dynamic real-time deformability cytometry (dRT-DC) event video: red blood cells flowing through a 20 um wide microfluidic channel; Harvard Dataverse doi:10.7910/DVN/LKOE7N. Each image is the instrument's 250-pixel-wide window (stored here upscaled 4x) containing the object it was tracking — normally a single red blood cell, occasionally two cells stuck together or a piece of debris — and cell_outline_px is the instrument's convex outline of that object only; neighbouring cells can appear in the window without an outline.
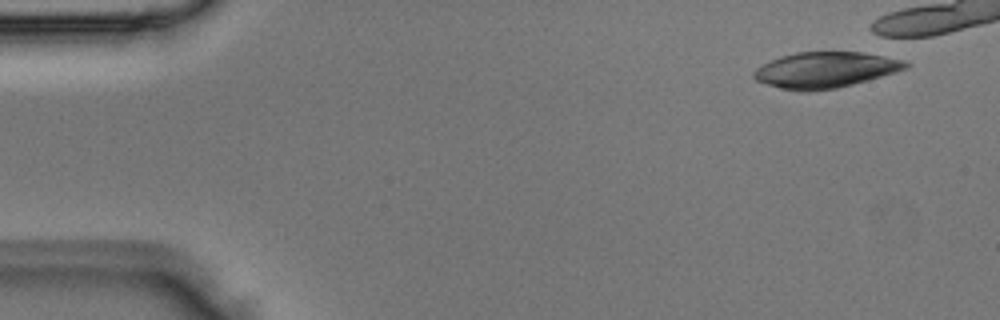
{"species": "Egyptian fruit bat (a non-hibernating species)", "species_latin": "Rousettus aegyptiacus", "temperature_condition": "room temperature", "stored_images_in_passage": 6, "camera_frame_rate_fps": 3000, "um_per_image_px": 0.085, "animal": {"sex": "male"}, "frame": {"image": 1, "passage_image": 1, "time_ms": 0.0, "image_size_px": [1000, 320], "cell_outline_px": [[912, 64], [908, 68], [896, 72], [868, 80], [836, 88], [808, 92], [804, 92], [780, 88], [756, 80], [752, 76], [752, 72], [756, 68], [780, 56], [796, 52], [864, 52], [908, 60]], "centroid_in_image_um": [70.2, 5.94], "position_along_channel_um": 14.8, "area_um2": 31.91}}
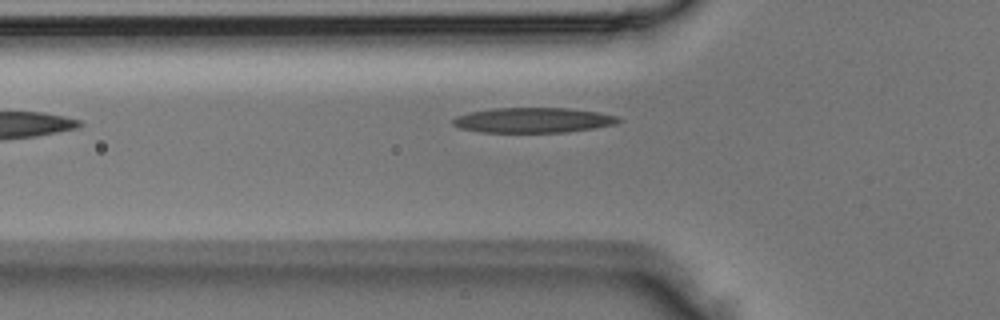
{"frame": {"image": 2, "passage_image": 6, "time_ms": 1.667, "image_size_px": [1000, 320], "cell_outline_px": [[620, 120], [616, 124], [592, 128], [564, 132], [480, 132], [460, 128], [452, 124], [452, 120], [456, 116], [472, 112], [492, 108], [568, 108], [596, 112], [616, 116]], "centroid_in_image_um": [45.27, 10.21], "position_along_channel_um": 80.5, "area_um2": 23.93}}